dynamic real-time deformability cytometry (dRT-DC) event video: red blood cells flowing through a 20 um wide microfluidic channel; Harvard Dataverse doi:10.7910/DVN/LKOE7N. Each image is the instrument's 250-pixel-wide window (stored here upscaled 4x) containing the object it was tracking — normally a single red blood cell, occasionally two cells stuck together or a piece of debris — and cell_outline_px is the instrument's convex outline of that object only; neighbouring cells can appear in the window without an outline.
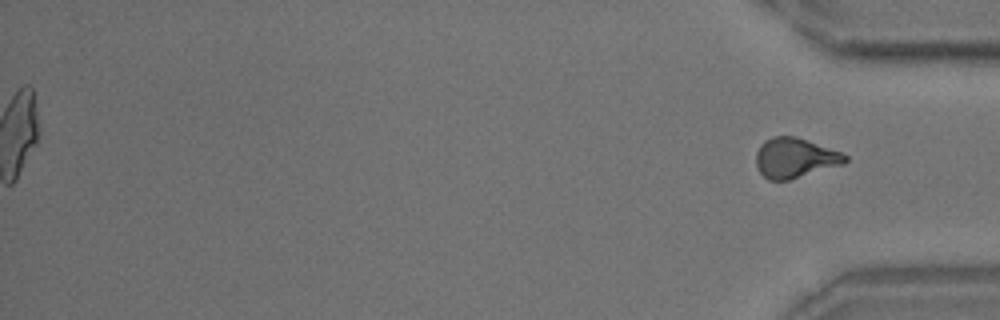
{"species": "common noctule bat (a hibernating species)", "species_latin": "Nyctalus noctula", "temperature_condition": "room temperature", "stored_images_in_passage": 16, "camera_frame_rate_fps": 3000, "um_per_image_px": 0.085, "animal": {"sex": "male", "body_mass_g": 18.8}, "frame": {"image": 1, "passage_image": 16, "time_ms": 5.0, "image_size_px": [1000, 320], "cell_outline_px": [[848, 160], [844, 164], [788, 180], [768, 180], [760, 172], [756, 164], [756, 152], [760, 144], [764, 140], [772, 136], [796, 136], [840, 152], [848, 156]], "centroid_in_image_um": [67.55, 13.42], "position_along_channel_um": 367.6, "area_um2": 20.69}}